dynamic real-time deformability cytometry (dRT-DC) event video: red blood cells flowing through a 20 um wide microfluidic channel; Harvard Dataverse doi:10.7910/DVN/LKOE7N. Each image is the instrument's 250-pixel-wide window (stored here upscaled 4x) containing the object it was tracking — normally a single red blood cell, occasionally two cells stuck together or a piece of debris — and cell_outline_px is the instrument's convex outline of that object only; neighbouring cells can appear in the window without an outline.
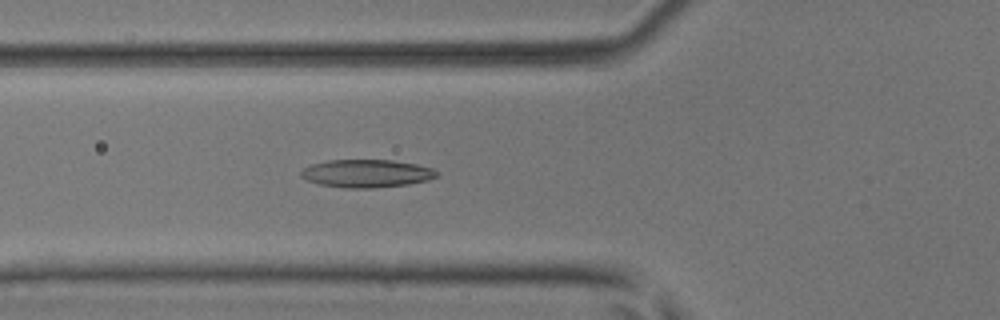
{"species": "common noctule bat (a hibernating species)", "species_latin": "Nyctalus noctula", "temperature_condition": "room temperature", "stored_images_in_passage": 50, "camera_frame_rate_fps": 3000, "um_per_image_px": 0.085, "animal": {"sex": "male", "body_mass_g": 17.9, "forearm_length_mm": 54.2}, "frame": {"image": 1, "passage_image": 18, "time_ms": 5.667, "image_size_px": [1000, 320], "cell_outline_px": [[440, 172], [436, 176], [428, 180], [408, 184], [372, 188], [344, 188], [320, 184], [308, 180], [300, 176], [300, 172], [304, 168], [312, 164], [328, 160], [392, 160], [416, 164], [432, 168]], "centroid_in_image_um": [31.17, 14.74], "position_along_channel_um": 94.6, "area_um2": 22.02}}
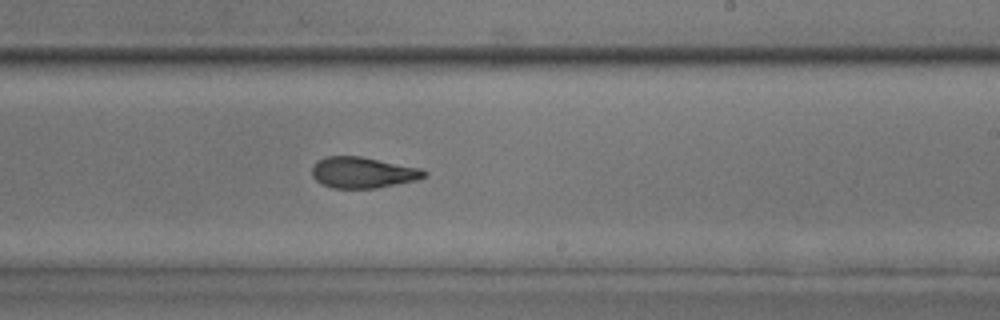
{"frame": {"image": 2, "passage_image": 30, "time_ms": 9.667, "image_size_px": [1000, 320], "cell_outline_px": [[428, 176], [416, 180], [376, 188], [332, 188], [320, 184], [312, 176], [312, 164], [316, 160], [328, 156], [360, 156], [420, 168], [428, 172]], "centroid_in_image_um": [30.81, 14.66], "position_along_channel_um": 258.2, "area_um2": 20.4}}
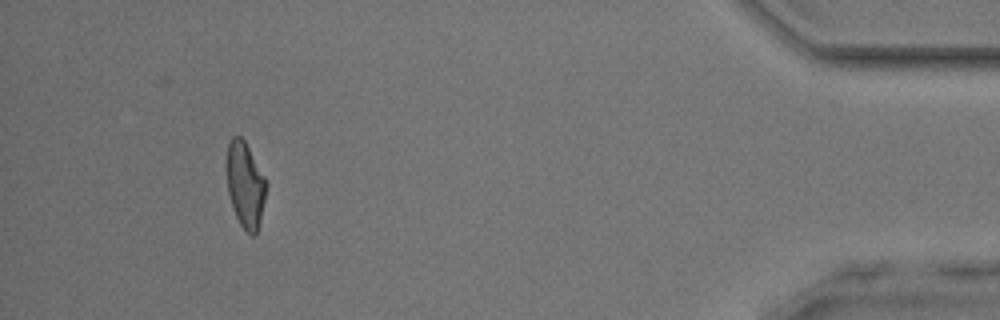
{"frame": {"image": 3, "passage_image": 46, "time_ms": 15.0, "image_size_px": [1000, 320], "cell_outline_px": [[268, 184], [260, 224], [256, 236], [252, 236], [240, 224], [232, 208], [228, 192], [228, 144], [232, 136], [240, 136], [244, 140], [264, 176]], "centroid_in_image_um": [20.88, 15.77], "position_along_channel_um": 414.3, "area_um2": 19.54}, "authors_computed_cell_mechanics": {"area_um2": 20.9814, "velocity_mm_per_s": 4.0954, "shape_relaxation_time_tau1_ms": 4.5156, "shape_relaxation_time_tau2_ms": 2.2932, "deformation_change_tau1": 0.1465, "deformation_change_tau2": 0.1068}}